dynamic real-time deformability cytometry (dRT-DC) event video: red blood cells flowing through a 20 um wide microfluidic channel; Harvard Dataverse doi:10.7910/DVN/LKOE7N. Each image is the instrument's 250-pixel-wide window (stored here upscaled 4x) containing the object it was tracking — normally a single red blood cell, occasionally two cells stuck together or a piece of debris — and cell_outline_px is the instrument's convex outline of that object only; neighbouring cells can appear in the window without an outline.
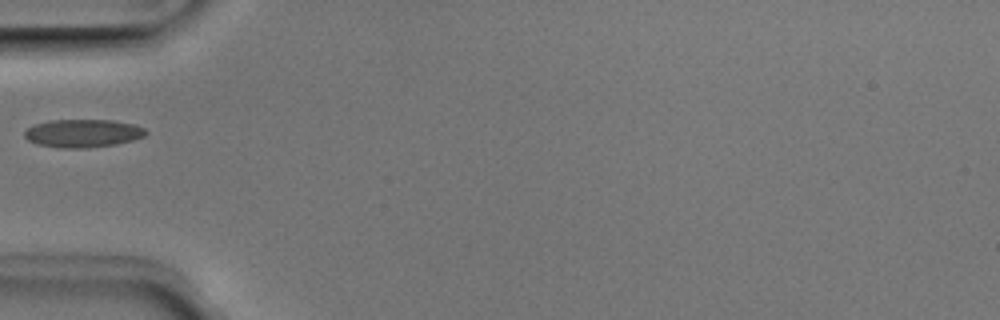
{"species": "Egyptian fruit bat (a non-hibernating species)", "species_latin": "Rousettus aegyptiacus", "temperature_condition": "room temperature", "stored_images_in_passage": 1, "camera_frame_rate_fps": 3000, "um_per_image_px": 0.085, "animal": {"sex": "male"}, "frame": {"image": 1, "passage_image": 1, "time_ms": 0.0, "image_size_px": [1000, 320], "cell_outline_px": [[148, 132], [144, 136], [132, 140], [116, 144], [88, 148], [60, 148], [36, 144], [28, 140], [24, 136], [24, 132], [28, 128], [36, 124], [48, 120], [112, 120], [136, 124], [144, 128]], "centroid_in_image_um": [7.05, 11.33], "position_along_channel_um": 77.9, "area_um2": 19.94}}